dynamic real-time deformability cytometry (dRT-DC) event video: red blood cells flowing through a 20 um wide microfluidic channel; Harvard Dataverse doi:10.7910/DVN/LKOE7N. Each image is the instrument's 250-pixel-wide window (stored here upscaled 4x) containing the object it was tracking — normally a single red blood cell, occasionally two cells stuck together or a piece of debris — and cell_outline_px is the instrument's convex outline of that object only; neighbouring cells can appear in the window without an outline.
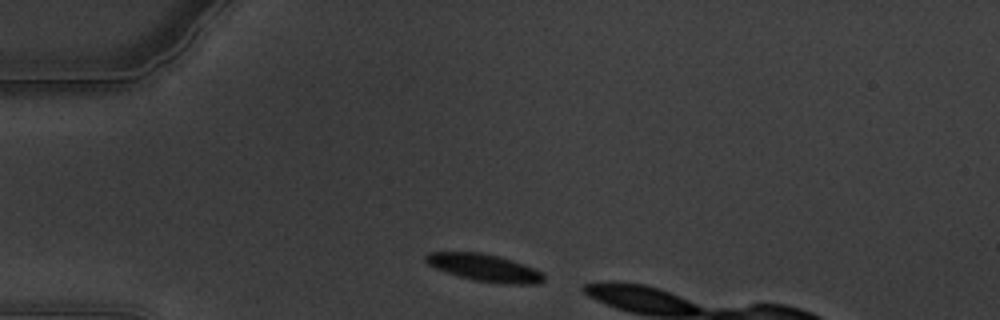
{"species": "common noctule bat (a hibernating species)", "species_latin": "Nyctalus noctula", "temperature_condition": "warm", "stored_images_in_passage": 6, "camera_frame_rate_fps": 3000, "um_per_image_px": 0.085, "animal": {"sex": "male", "body_mass_g": 19.5, "forearm_length_mm": 54.6}, "frame": {"image": 1, "passage_image": 3, "time_ms": 0.667, "image_size_px": [1000, 320], "cell_outline_px": [[544, 280], [540, 284], [508, 284], [472, 280], [436, 268], [428, 264], [424, 260], [424, 256], [428, 252], [480, 252], [500, 256], [524, 264], [540, 272], [544, 276]], "centroid_in_image_um": [41.17, 22.75], "position_along_channel_um": 43.8, "area_um2": 18.67}}